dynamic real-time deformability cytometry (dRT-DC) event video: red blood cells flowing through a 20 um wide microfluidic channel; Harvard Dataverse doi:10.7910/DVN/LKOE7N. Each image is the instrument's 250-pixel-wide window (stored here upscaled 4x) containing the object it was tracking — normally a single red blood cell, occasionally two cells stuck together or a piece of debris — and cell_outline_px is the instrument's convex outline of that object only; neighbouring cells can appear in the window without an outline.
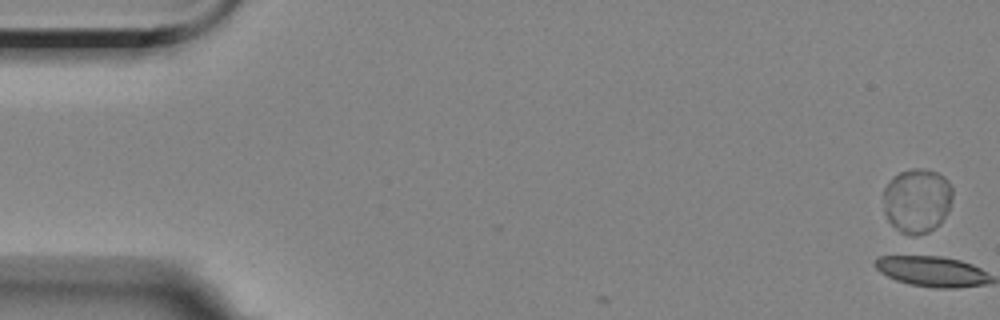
{"species": "Egyptian fruit bat (a non-hibernating species)", "species_latin": "Rousettus aegyptiacus", "temperature_condition": "room temperature", "stored_images_in_passage": 4, "camera_frame_rate_fps": 3000, "um_per_image_px": 0.085, "animal": {"sex": "female"}, "frame": {"image": 1, "passage_image": 1, "time_ms": 0.0, "image_size_px": [1000, 320], "cell_outline_px": [[952, 196], [948, 212], [940, 224], [928, 232], [900, 232], [888, 220], [884, 212], [884, 188], [892, 176], [900, 172], [912, 168], [916, 168], [936, 172], [944, 176], [948, 180], [952, 188]], "centroid_in_image_um": [77.95, 17.01], "position_along_channel_um": 7.1, "area_um2": 25.78}}